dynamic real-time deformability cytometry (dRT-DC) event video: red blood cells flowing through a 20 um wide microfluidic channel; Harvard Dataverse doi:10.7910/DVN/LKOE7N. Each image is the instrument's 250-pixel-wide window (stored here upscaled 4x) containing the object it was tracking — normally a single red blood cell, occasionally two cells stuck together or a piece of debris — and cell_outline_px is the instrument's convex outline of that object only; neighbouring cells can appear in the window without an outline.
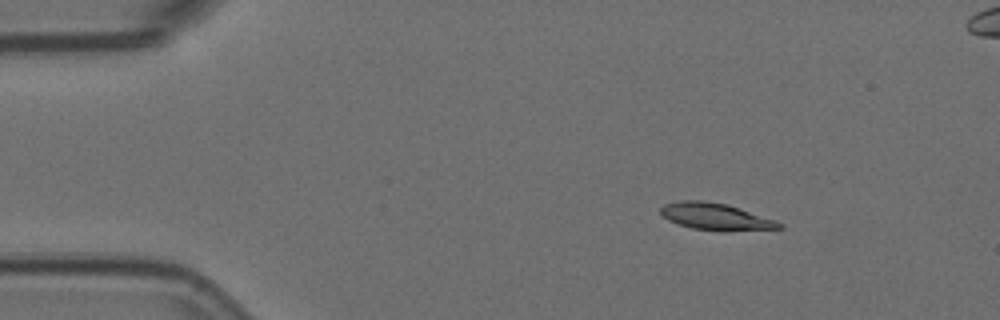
{"species": "Egyptian fruit bat (a non-hibernating species)", "species_latin": "Rousettus aegyptiacus", "temperature_condition": "room temperature", "stored_images_in_passage": 5, "camera_frame_rate_fps": 3000, "um_per_image_px": 0.085, "animal": {"sex": "female"}, "frame": {"image": 1, "passage_image": 2, "time_ms": 0.333, "image_size_px": [1000, 320], "cell_outline_px": [[784, 228], [724, 232], [692, 228], [668, 220], [660, 216], [660, 208], [664, 204], [680, 200], [700, 200], [728, 204], [776, 220], [784, 224]], "centroid_in_image_um": [60.85, 18.42], "position_along_channel_um": 24.2, "area_um2": 18.9}}